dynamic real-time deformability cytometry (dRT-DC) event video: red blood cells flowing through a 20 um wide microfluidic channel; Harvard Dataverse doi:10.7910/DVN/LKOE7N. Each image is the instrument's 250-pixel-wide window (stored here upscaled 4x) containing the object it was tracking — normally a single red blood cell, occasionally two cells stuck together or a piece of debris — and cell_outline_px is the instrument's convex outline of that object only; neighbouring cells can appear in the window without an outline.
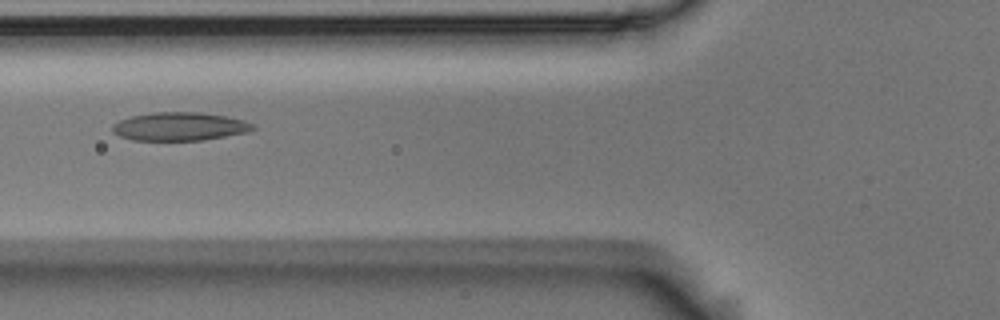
{"species": "Egyptian fruit bat (a non-hibernating species)", "species_latin": "Rousettus aegyptiacus", "temperature_condition": "room temperature", "stored_images_in_passage": 7, "camera_frame_rate_fps": 3000, "um_per_image_px": 0.085, "animal": {"sex": "male"}, "frame": {"image": 1, "passage_image": 3, "time_ms": 0.667, "image_size_px": [1000, 320], "cell_outline_px": [[256, 128], [248, 132], [204, 140], [132, 140], [120, 136], [112, 132], [112, 124], [120, 120], [132, 116], [152, 112], [200, 112], [224, 116], [244, 120], [256, 124]], "centroid_in_image_um": [15.28, 10.75], "position_along_channel_um": 110.5, "area_um2": 23.29}}
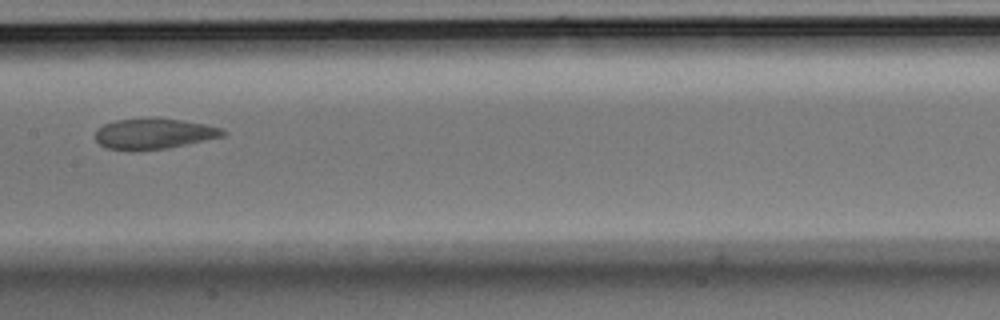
{"frame": {"image": 2, "passage_image": 5, "time_ms": 1.333, "image_size_px": [1000, 320], "cell_outline_px": [[224, 136], [168, 148], [108, 148], [100, 144], [96, 140], [96, 132], [104, 124], [116, 120], [148, 116], [160, 116], [204, 124], [220, 128], [224, 132]], "centroid_in_image_um": [13.1, 11.3], "position_along_channel_um": 194.3, "area_um2": 22.37}}
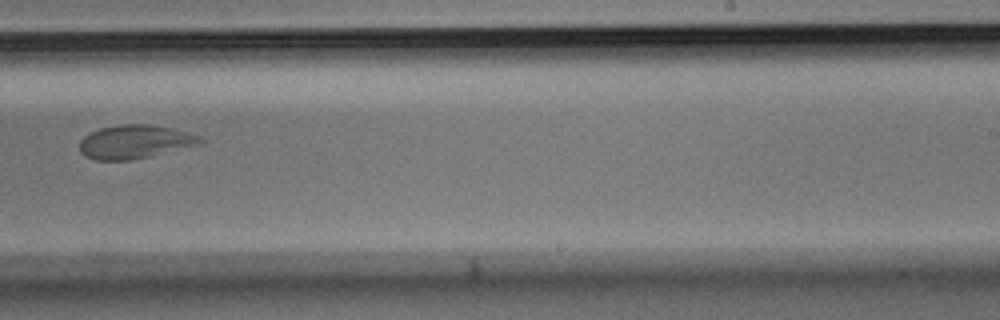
{"frame": {"image": 3, "passage_image": 7, "time_ms": 2.0, "image_size_px": [1000, 320], "cell_outline_px": [[204, 144], [148, 156], [128, 160], [92, 160], [84, 156], [80, 152], [80, 140], [88, 132], [100, 128], [120, 124], [148, 124], [172, 128], [200, 136], [204, 140]], "centroid_in_image_um": [11.45, 12.05], "position_along_channel_um": 277.6, "area_um2": 23.76}}